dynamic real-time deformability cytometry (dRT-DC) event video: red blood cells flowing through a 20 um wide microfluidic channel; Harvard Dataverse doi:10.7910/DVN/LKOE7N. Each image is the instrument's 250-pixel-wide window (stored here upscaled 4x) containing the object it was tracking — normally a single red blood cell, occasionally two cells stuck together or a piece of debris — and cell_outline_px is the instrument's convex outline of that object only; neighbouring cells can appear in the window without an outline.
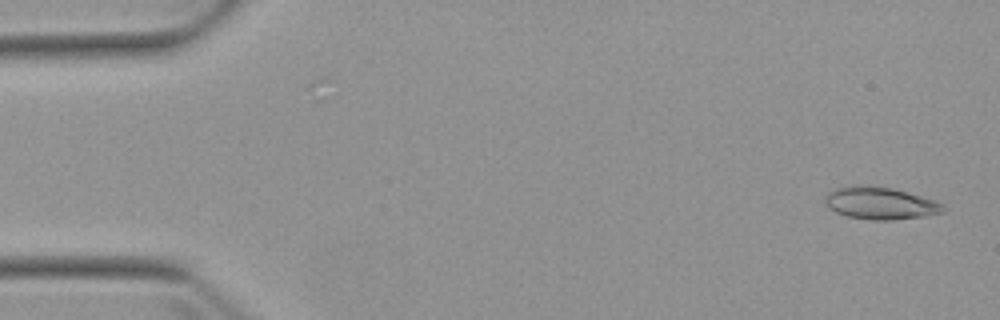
{"species": "Egyptian fruit bat (a non-hibernating species)", "species_latin": "Rousettus aegyptiacus", "temperature_condition": "warm", "stored_images_in_passage": 7, "camera_frame_rate_fps": 3000, "um_per_image_px": 0.085, "animal": {"sex": "female"}, "frame": {"image": 1, "passage_image": 1, "time_ms": 0.0, "image_size_px": [1000, 320], "cell_outline_px": [[944, 212], [924, 216], [892, 220], [872, 220], [848, 216], [836, 212], [828, 208], [824, 200], [824, 196], [828, 192], [836, 188], [856, 184], [860, 184], [892, 188], [936, 200], [944, 204]], "centroid_in_image_um": [74.8, 17.26], "position_along_channel_um": 10.2, "area_um2": 22.37}}
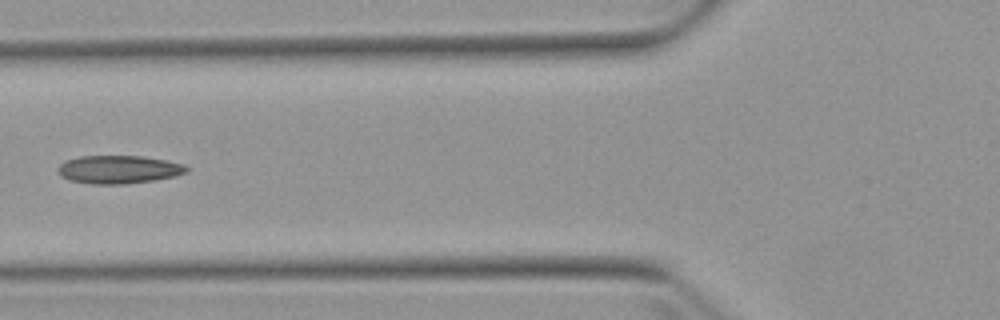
{"frame": {"image": 2, "passage_image": 6, "time_ms": 6.0, "image_size_px": [1000, 320], "cell_outline_px": [[188, 172], [176, 176], [156, 180], [124, 184], [92, 184], [68, 180], [60, 176], [56, 168], [64, 160], [80, 156], [144, 156], [184, 164], [188, 168]], "centroid_in_image_um": [10.06, 14.41], "position_along_channel_um": 115.7, "area_um2": 21.33}}
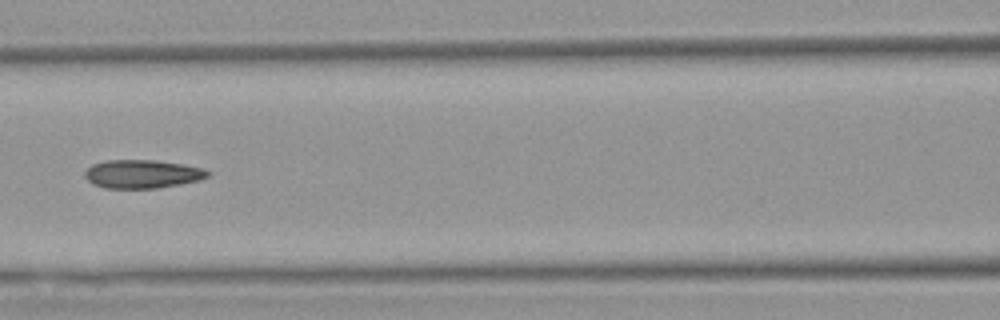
{"frame": {"image": 3, "passage_image": 7, "time_ms": 7.0, "image_size_px": [1000, 320], "cell_outline_px": [[212, 172], [208, 176], [200, 180], [180, 184], [156, 188], [104, 188], [92, 184], [84, 176], [84, 172], [92, 164], [104, 160], [156, 160], [184, 164], [204, 168]], "centroid_in_image_um": [12.1, 14.78], "position_along_channel_um": 154.5, "area_um2": 20.58}}